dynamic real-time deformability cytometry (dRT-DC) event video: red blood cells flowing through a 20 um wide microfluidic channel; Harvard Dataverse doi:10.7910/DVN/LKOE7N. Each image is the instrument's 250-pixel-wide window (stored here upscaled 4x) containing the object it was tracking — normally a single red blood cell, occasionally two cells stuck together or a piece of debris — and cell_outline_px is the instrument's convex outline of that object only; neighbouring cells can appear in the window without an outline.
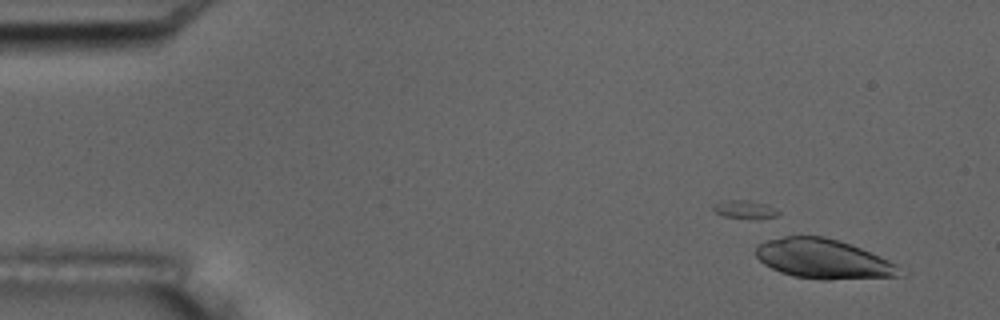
{"species": "common noctule bat (a hibernating species)", "species_latin": "Nyctalus noctula", "temperature_condition": "room temperature", "stored_images_in_passage": 6, "camera_frame_rate_fps": 3000, "um_per_image_px": 0.085, "animal": {"sex": "male", "body_mass_g": 17.5, "forearm_length_mm": 52.3}, "frame": {"image": 1, "passage_image": 3, "time_ms": 2.333, "image_size_px": [1000, 320], "cell_outline_px": [[896, 276], [828, 280], [824, 280], [796, 276], [780, 272], [764, 264], [756, 256], [756, 244], [768, 240], [784, 236], [824, 236], [860, 248], [888, 260], [896, 264]], "centroid_in_image_um": [69.88, 22.0], "position_along_channel_um": 15.1, "area_um2": 32.43}}